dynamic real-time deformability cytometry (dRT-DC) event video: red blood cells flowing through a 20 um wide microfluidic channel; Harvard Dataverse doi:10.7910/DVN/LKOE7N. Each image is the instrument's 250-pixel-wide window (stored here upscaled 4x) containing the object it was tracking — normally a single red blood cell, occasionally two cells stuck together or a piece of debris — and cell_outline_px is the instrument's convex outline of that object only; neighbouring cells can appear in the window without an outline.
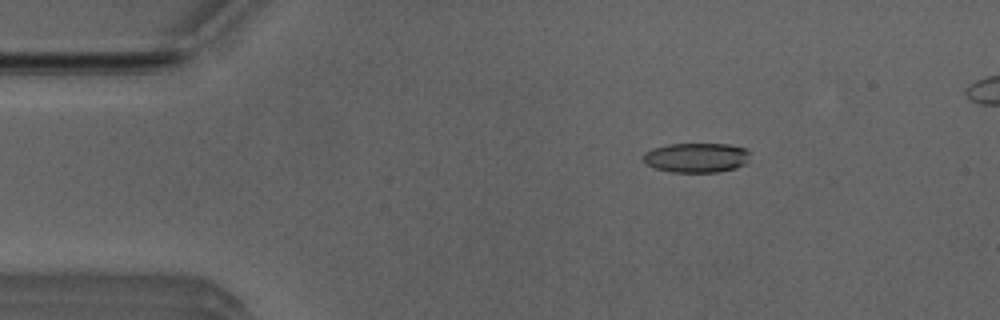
{"species": "Egyptian fruit bat (a non-hibernating species)", "species_latin": "Rousettus aegyptiacus", "temperature_condition": "room temperature", "stored_images_in_passage": 50, "camera_frame_rate_fps": 3000, "um_per_image_px": 0.085, "animal": {"sex": "male"}, "frame": {"image": 1, "passage_image": 8, "time_ms": 2.333, "image_size_px": [1000, 320], "cell_outline_px": [[748, 152], [744, 164], [736, 168], [716, 172], [672, 172], [656, 168], [648, 164], [644, 160], [644, 152], [652, 148], [668, 144], [728, 144], [744, 148]], "centroid_in_image_um": [59.16, 13.39], "position_along_channel_um": 25.8, "area_um2": 18.15}}
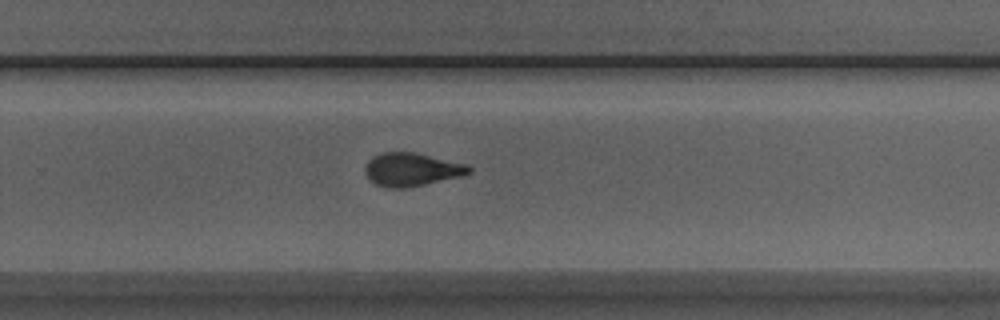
{"frame": {"image": 2, "passage_image": 33, "time_ms": 10.667, "image_size_px": [1000, 320], "cell_outline_px": [[472, 172], [460, 176], [408, 188], [388, 188], [376, 184], [368, 180], [364, 172], [364, 168], [368, 160], [372, 156], [380, 152], [412, 152], [468, 164], [472, 168]], "centroid_in_image_um": [34.95, 14.41], "position_along_channel_um": 294.9, "area_um2": 20.29}}
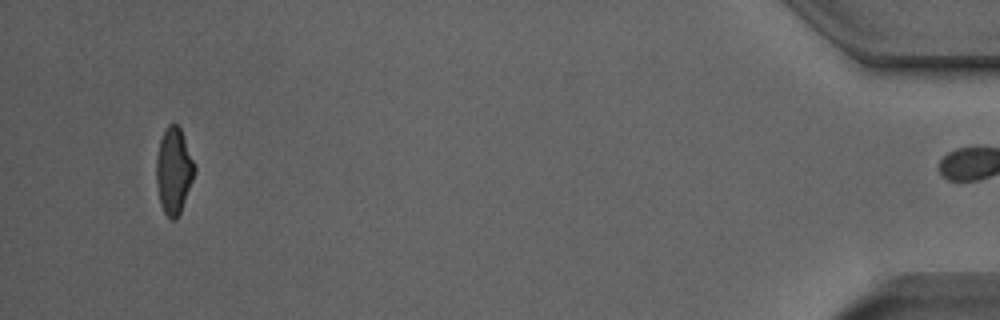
{"frame": {"image": 3, "passage_image": 49, "time_ms": 16.0, "image_size_px": [1000, 320], "cell_outline_px": [[196, 168], [192, 180], [180, 212], [176, 220], [172, 220], [164, 212], [160, 204], [156, 184], [156, 156], [160, 140], [164, 128], [168, 124], [176, 124], [180, 128]], "centroid_in_image_um": [14.74, 14.5], "position_along_channel_um": 420.5, "area_um2": 19.02}, "authors_computed_cell_mechanics": {"area_um2": 19.8832, "velocity_mm_per_s": 3.9469, "shape_relaxation_time_tau1_ms": 7.4435, "shape_relaxation_time_tau2_ms": 1.6725, "deformation_change_tau1": 0.2083, "deformation_change_tau2": 0.0907}}